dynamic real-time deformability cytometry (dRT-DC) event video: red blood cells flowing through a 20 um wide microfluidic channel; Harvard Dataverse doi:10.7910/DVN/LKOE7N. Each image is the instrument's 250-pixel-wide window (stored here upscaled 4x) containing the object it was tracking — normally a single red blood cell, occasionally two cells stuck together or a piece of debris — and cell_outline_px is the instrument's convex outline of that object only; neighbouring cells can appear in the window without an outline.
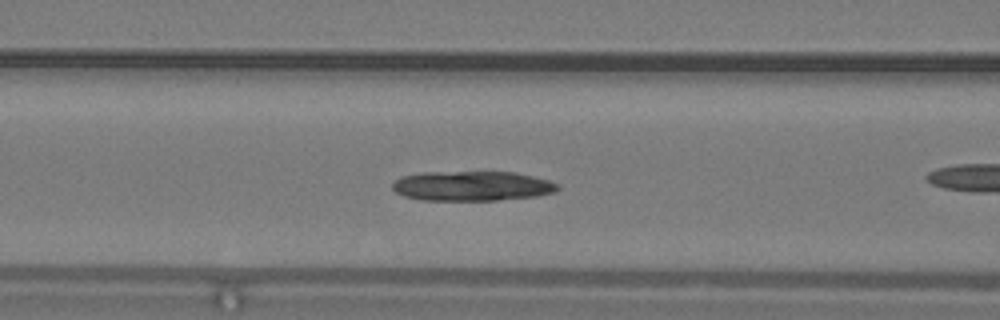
{"species": "common noctule bat (a hibernating species)", "species_latin": "Nyctalus noctula", "temperature_condition": "warm", "stored_images_in_passage": 35, "camera_frame_rate_fps": 3000, "um_per_image_px": 0.085, "animal": {"sex": "male", "body_mass_g": 19.2, "forearm_length_mm": 51.8}, "frame": {"image": 1, "passage_image": 16, "time_ms": 5.0, "image_size_px": [1000, 320], "cell_outline_px": [[560, 188], [556, 192], [536, 196], [496, 200], [424, 200], [404, 196], [396, 192], [392, 188], [392, 184], [400, 176], [420, 172], [516, 172], [548, 180], [560, 184]], "centroid_in_image_um": [40.13, 15.8], "position_along_channel_um": 126.5, "area_um2": 28.78}}